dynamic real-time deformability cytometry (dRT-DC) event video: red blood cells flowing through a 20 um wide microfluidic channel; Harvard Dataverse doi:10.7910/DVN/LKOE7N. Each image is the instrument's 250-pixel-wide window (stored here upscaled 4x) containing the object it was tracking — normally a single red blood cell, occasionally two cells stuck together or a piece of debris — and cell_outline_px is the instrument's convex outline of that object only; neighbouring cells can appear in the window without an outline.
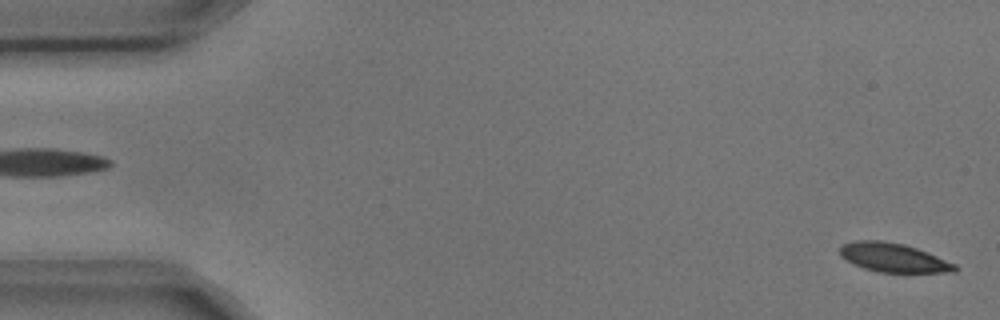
{"species": "common noctule bat (a hibernating species)", "species_latin": "Nyctalus noctula", "temperature_condition": "cold", "stored_images_in_passage": 7, "segment_of_instrument_passage": [2, 2], "camera_frame_rate_fps": 3000, "um_per_image_px": 0.085, "animal": {"sex": "male", "body_mass_g": 17.9, "forearm_length_mm": 54.2}, "frame": {"image": 1, "passage_image": 7, "time_ms": 2.0, "image_size_px": [1000, 320], "cell_outline_px": [[960, 268], [956, 272], [880, 272], [864, 268], [852, 264], [840, 256], [840, 248], [844, 244], [856, 240], [880, 240], [904, 244], [928, 252], [956, 264]], "centroid_in_image_um": [75.96, 21.9], "position_along_channel_um": 9.0, "area_um2": 19.42}}